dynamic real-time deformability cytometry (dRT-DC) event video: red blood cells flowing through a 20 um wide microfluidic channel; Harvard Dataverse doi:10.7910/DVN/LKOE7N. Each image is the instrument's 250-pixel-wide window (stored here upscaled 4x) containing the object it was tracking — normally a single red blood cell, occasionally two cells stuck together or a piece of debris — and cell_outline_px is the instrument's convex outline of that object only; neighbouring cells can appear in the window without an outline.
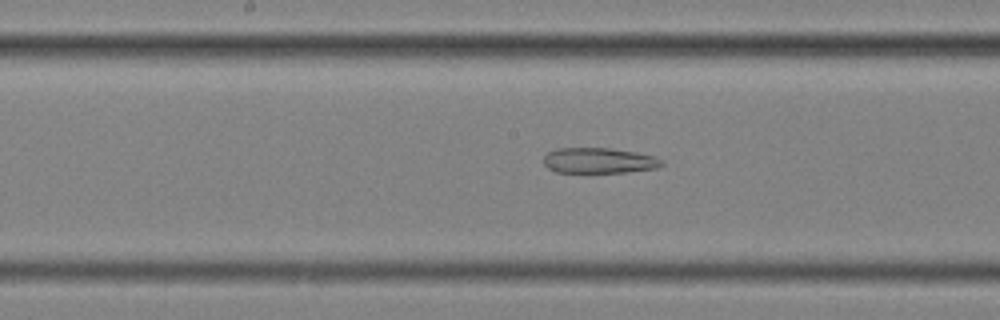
{"species": "common noctule bat (a hibernating species)", "species_latin": "Nyctalus noctula", "temperature_condition": "cold", "stored_images_in_passage": 57, "segment_of_instrument_passage": [2, 2], "camera_frame_rate_fps": 3000, "um_per_image_px": 0.085, "animal": {"sex": "female", "body_mass_g": 25.1}, "frame": {"image": 1, "passage_image": 30, "time_ms": 9.667, "image_size_px": [1000, 320], "cell_outline_px": [[664, 164], [656, 168], [628, 172], [556, 172], [548, 168], [544, 164], [544, 156], [548, 152], [556, 148], [608, 148], [636, 152], [656, 156]], "centroid_in_image_um": [50.9, 13.64], "position_along_channel_um": 197.3, "area_um2": 17.51}}
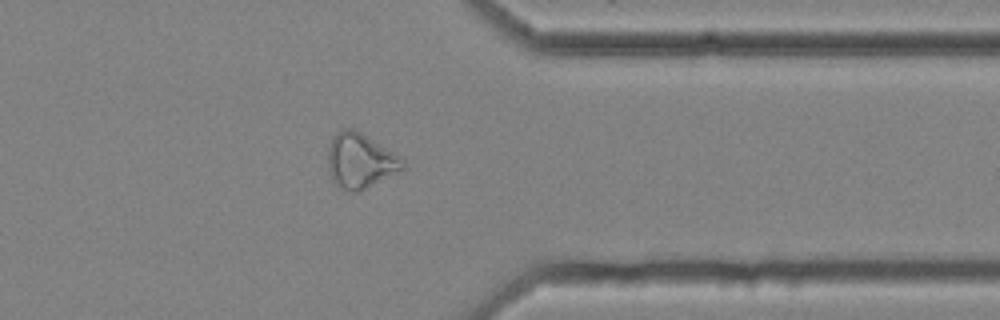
{"frame": {"image": 2, "passage_image": 46, "time_ms": 15.0, "image_size_px": [1000, 320], "cell_outline_px": [[404, 168], [356, 192], [352, 192], [340, 188], [332, 180], [328, 172], [328, 148], [332, 136], [340, 128], [352, 128], [360, 132], [392, 152], [404, 160]], "centroid_in_image_um": [30.54, 13.64], "position_along_channel_um": 380.9, "area_um2": 23.47}}